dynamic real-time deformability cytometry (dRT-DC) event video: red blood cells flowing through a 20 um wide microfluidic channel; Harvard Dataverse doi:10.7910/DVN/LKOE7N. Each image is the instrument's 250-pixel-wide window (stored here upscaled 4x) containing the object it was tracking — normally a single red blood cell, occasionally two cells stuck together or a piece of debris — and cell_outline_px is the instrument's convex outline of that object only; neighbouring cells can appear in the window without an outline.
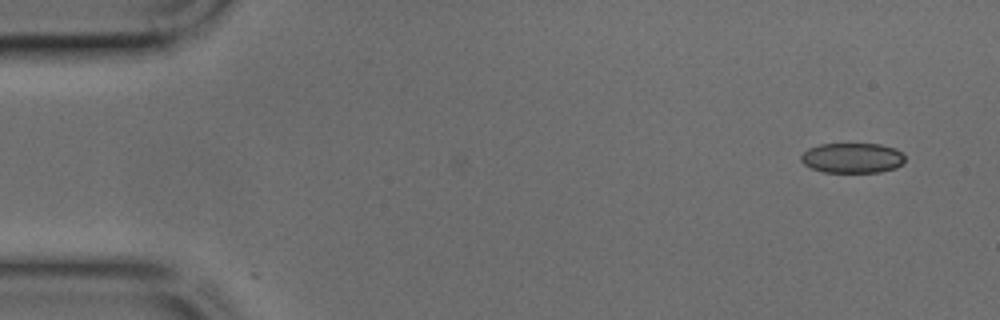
{"species": "common noctule bat (a hibernating species)", "species_latin": "Nyctalus noctula", "temperature_condition": "cold", "stored_images_in_passage": 35, "camera_frame_rate_fps": 3000, "um_per_image_px": 0.085, "animal": {"sex": "male", "body_mass_g": 17.9, "forearm_length_mm": 54.2}, "frame": {"image": 1, "passage_image": 1, "time_ms": 0.0, "image_size_px": [1000, 320], "cell_outline_px": [[904, 160], [896, 168], [880, 172], [824, 172], [812, 168], [804, 164], [800, 160], [800, 156], [808, 148], [820, 144], [880, 144], [896, 148], [904, 156]], "centroid_in_image_um": [72.43, 13.42], "position_along_channel_um": 12.6, "area_um2": 18.21}}
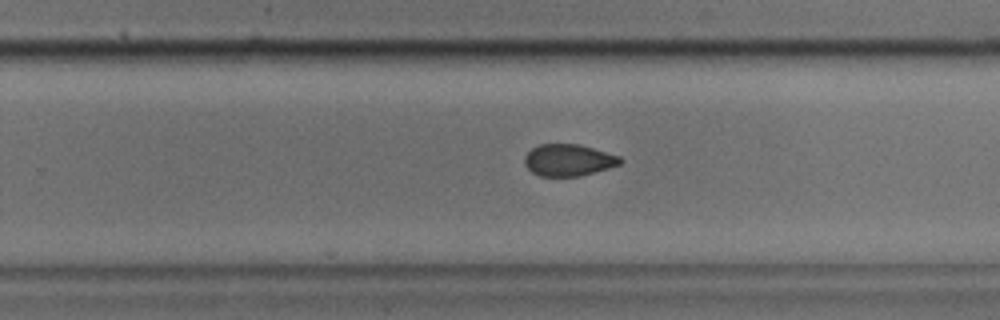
{"frame": {"image": 2, "passage_image": 26, "time_ms": 8.333, "image_size_px": [1000, 320], "cell_outline_px": [[624, 160], [620, 164], [608, 168], [580, 176], [540, 176], [532, 172], [524, 164], [524, 156], [532, 148], [540, 144], [580, 144], [620, 156]], "centroid_in_image_um": [48.32, 13.6], "position_along_channel_um": 281.5, "area_um2": 17.74}}
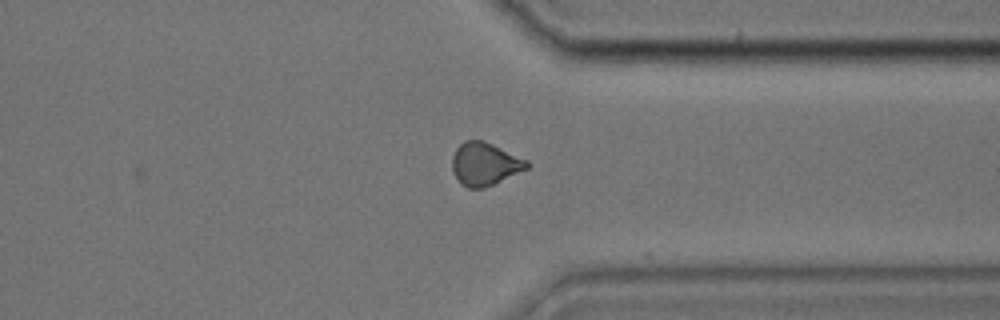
{"frame": {"image": 3, "passage_image": 32, "time_ms": 10.333, "image_size_px": [1000, 320], "cell_outline_px": [[528, 168], [484, 188], [468, 188], [460, 184], [452, 172], [452, 156], [456, 148], [464, 140], [484, 140], [528, 160]], "centroid_in_image_um": [41.17, 13.93], "position_along_channel_um": 370.2, "area_um2": 18.73}}